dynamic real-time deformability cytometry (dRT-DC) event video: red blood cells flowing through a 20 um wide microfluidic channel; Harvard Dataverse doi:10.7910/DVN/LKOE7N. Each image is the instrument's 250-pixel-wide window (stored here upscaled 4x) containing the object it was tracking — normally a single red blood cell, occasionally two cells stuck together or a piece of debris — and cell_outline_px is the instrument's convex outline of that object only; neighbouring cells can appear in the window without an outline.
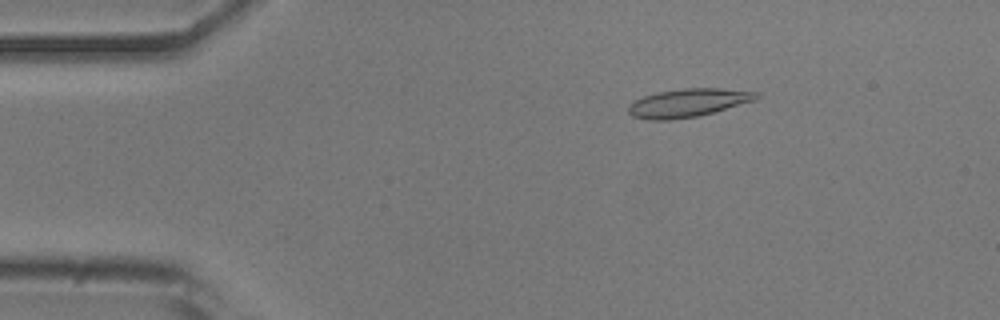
{"species": "common noctule bat (a hibernating species)", "species_latin": "Nyctalus noctula", "temperature_condition": "room temperature", "stored_images_in_passage": 45, "camera_frame_rate_fps": 3000, "um_per_image_px": 0.085, "animal": {"sex": "male", "body_mass_g": 20.5, "forearm_length_mm": 52.5}, "frame": {"image": 1, "passage_image": 1, "time_ms": 0.0, "image_size_px": [1000, 320], "cell_outline_px": [[760, 96], [756, 100], [700, 116], [668, 120], [648, 120], [632, 116], [628, 112], [628, 108], [636, 100], [644, 96], [656, 92], [684, 88], [720, 88], [756, 92]], "centroid_in_image_um": [58.49, 8.74], "position_along_channel_um": 26.5, "area_um2": 21.04}}
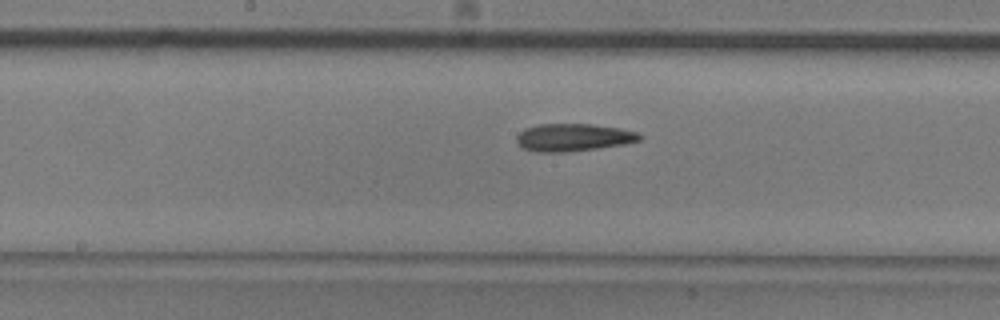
{"frame": {"image": 2, "passage_image": 19, "time_ms": 6.0, "image_size_px": [1000, 320], "cell_outline_px": [[644, 136], [640, 140], [624, 144], [596, 148], [564, 152], [536, 152], [520, 148], [516, 140], [516, 136], [524, 128], [540, 124], [592, 124], [620, 128], [636, 132]], "centroid_in_image_um": [48.7, 11.68], "position_along_channel_um": 199.5, "area_um2": 19.83}}
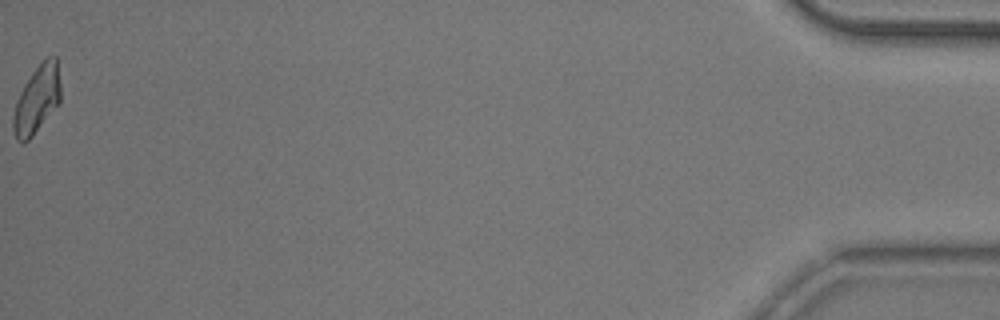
{"frame": {"image": 3, "passage_image": 45, "time_ms": 14.667, "image_size_px": [1000, 320], "cell_outline_px": [[60, 100], [32, 136], [24, 144], [16, 140], [12, 128], [12, 116], [16, 100], [24, 84], [32, 72], [48, 56], [56, 56], [60, 80]], "centroid_in_image_um": [3.1, 8.46], "position_along_channel_um": 432.1, "area_um2": 18.5}, "authors_computed_cell_mechanics": {"area_um2": 19.5364, "velocity_mm_per_s": 3.8603, "shape_relaxation_time_tau1_ms": 5.6693, "shape_relaxation_time_tau2_ms": 5.4166, "deformation_change_tau1": 0.148, "deformation_change_tau2": 0.158}}